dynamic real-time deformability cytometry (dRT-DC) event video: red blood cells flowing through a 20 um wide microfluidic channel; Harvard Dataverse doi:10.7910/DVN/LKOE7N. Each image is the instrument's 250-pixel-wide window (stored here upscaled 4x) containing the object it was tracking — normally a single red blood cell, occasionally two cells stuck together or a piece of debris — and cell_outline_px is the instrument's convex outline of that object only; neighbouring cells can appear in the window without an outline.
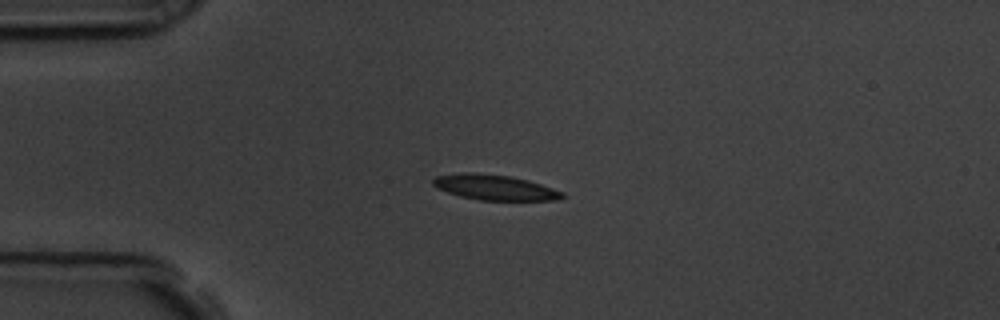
{"species": "common noctule bat (a hibernating species)", "species_latin": "Nyctalus noctula", "temperature_condition": "room temperature", "stored_images_in_passage": 57, "camera_frame_rate_fps": 3000, "um_per_image_px": 0.085, "animal": {"sex": "male", "body_mass_g": 19.5, "forearm_length_mm": 54.6}, "frame": {"image": 1, "passage_image": 14, "time_ms": 4.333, "image_size_px": [1000, 320], "cell_outline_px": [[564, 196], [560, 200], [480, 200], [460, 196], [436, 188], [432, 184], [432, 180], [436, 176], [464, 172], [472, 172], [508, 176], [528, 180], [564, 192]], "centroid_in_image_um": [42.04, 15.93], "position_along_channel_um": 43.0, "area_um2": 18.96}}
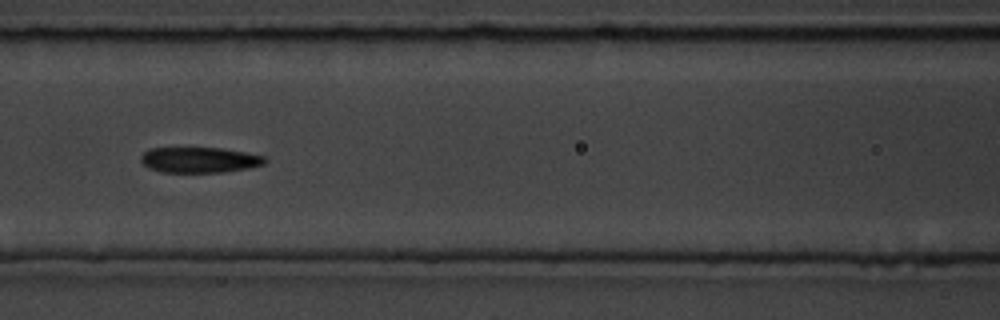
{"frame": {"image": 2, "passage_image": 25, "time_ms": 8.0, "image_size_px": [1000, 320], "cell_outline_px": [[268, 160], [264, 164], [248, 168], [224, 172], [160, 172], [148, 168], [140, 160], [140, 156], [148, 148], [220, 148], [244, 152], [264, 156]], "centroid_in_image_um": [16.93, 13.59], "position_along_channel_um": 149.7, "area_um2": 18.5}}
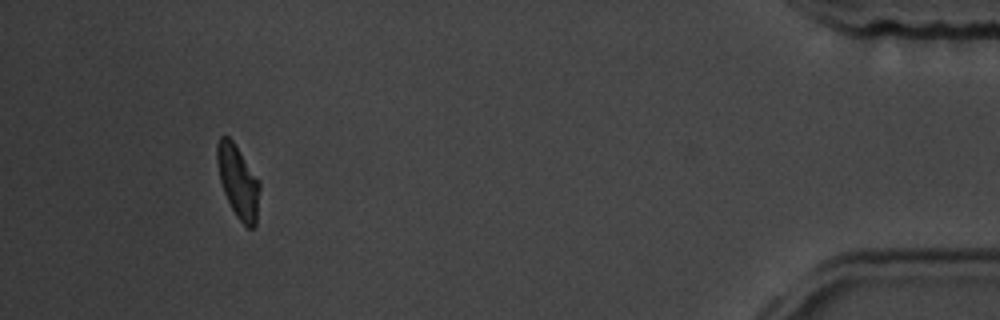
{"frame": {"image": 3, "passage_image": 53, "time_ms": 17.333, "image_size_px": [1000, 320], "cell_outline_px": [[260, 188], [256, 224], [252, 228], [248, 228], [236, 216], [224, 192], [220, 180], [216, 160], [216, 144], [220, 136], [228, 136], [232, 140], [260, 180]], "centroid_in_image_um": [20.24, 15.41], "position_along_channel_um": 415.0, "area_um2": 18.03}, "authors_computed_cell_mechanics": {"area_um2": 18.5538, "velocity_mm_per_s": 3.5625, "shape_relaxation_time_tau1_ms": 4.7638, "shape_relaxation_time_tau2_ms": 2.9699, "deformation_change_tau1": 0.1513, "deformation_change_tau2": 0.0854}}